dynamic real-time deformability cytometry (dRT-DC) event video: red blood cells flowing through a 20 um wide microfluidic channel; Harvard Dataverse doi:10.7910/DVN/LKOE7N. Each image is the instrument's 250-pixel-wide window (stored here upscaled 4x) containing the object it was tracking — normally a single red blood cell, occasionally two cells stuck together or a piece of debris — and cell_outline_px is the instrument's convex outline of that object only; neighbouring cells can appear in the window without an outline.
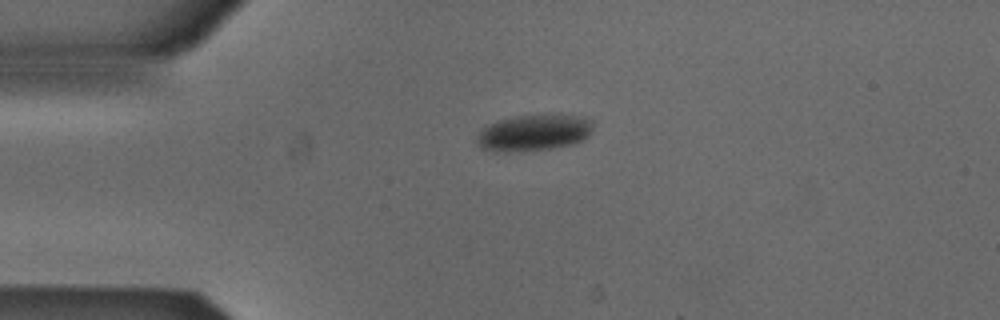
{"species": "Egyptian fruit bat (a non-hibernating species)", "species_latin": "Rousettus aegyptiacus", "temperature_condition": "cold", "stored_images_in_passage": 41, "camera_frame_rate_fps": 3000, "um_per_image_px": 0.085, "animal": {"sex": "male"}, "frame": {"image": 1, "passage_image": 1, "time_ms": 0.0, "image_size_px": [1000, 320], "cell_outline_px": [[592, 132], [584, 140], [572, 144], [552, 148], [508, 152], [496, 152], [484, 148], [476, 140], [480, 132], [484, 128], [500, 120], [516, 116], [560, 112], [580, 116], [592, 120]], "centroid_in_image_um": [45.47, 11.24], "position_along_channel_um": 39.5, "area_um2": 24.85}}
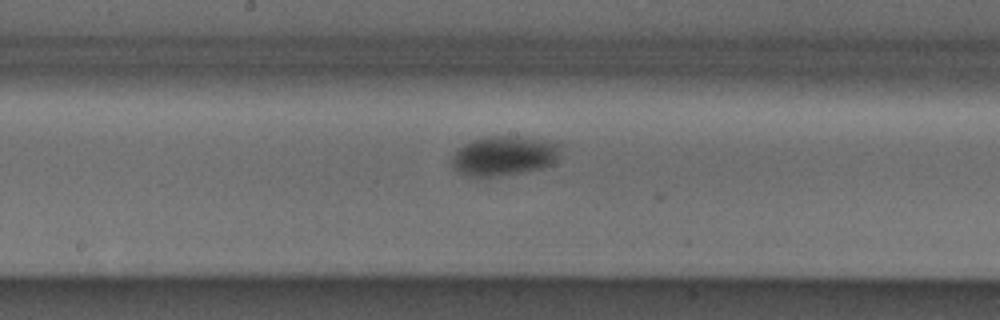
{"frame": {"image": 2, "passage_image": 16, "time_ms": 5.0, "image_size_px": [1000, 320], "cell_outline_px": [[560, 144], [556, 160], [552, 164], [540, 168], [480, 180], [464, 176], [456, 172], [452, 168], [452, 156], [456, 148], [472, 140], [488, 136], [520, 136], [560, 140]], "centroid_in_image_um": [42.8, 13.25], "position_along_channel_um": 205.4, "area_um2": 26.13}}
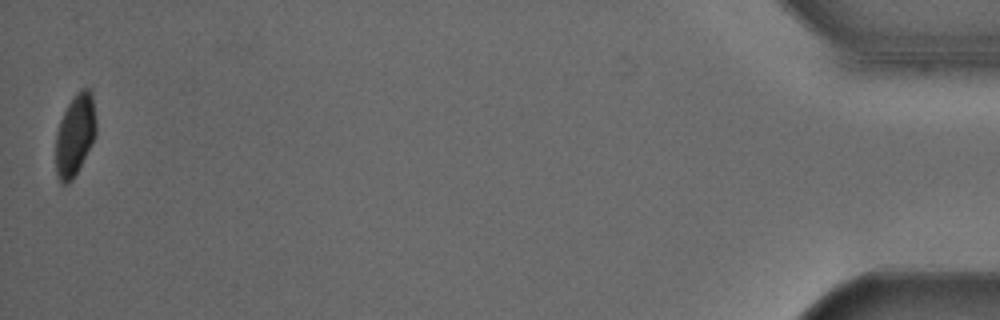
{"frame": {"image": 3, "passage_image": 41, "time_ms": 13.333, "image_size_px": [1000, 320], "cell_outline_px": [[96, 136], [72, 180], [68, 184], [60, 184], [56, 172], [56, 132], [60, 120], [68, 104], [76, 92], [84, 88], [88, 88], [92, 92], [96, 120]], "centroid_in_image_um": [6.38, 11.47], "position_along_channel_um": 428.8, "area_um2": 19.25}, "authors_computed_cell_mechanics": {"area_um2": 24.6228, "velocity_mm_per_s": 3.8777, "shape_relaxation_time_tau1_ms": 5.6043, "shape_relaxation_time_tau2_ms": null, "deformation_change_tau1": 0.0997, "deformation_change_tau2": null}}